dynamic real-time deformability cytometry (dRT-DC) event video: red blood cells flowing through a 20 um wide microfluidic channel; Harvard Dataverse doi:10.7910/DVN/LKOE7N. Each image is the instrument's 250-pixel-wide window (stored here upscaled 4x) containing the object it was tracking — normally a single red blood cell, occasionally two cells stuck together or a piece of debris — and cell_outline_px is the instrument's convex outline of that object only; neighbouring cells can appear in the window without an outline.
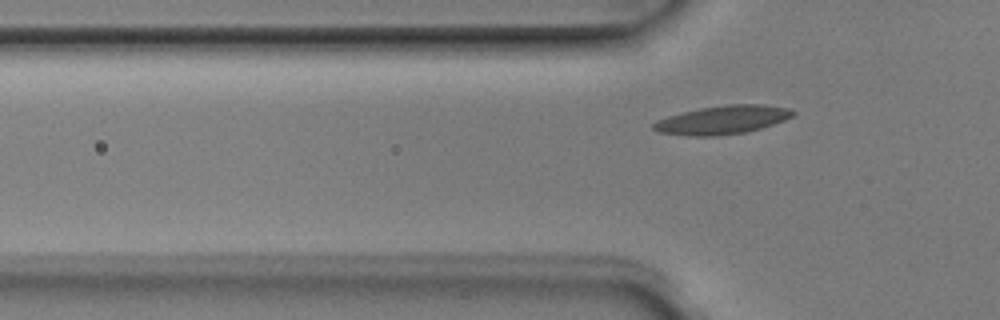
{"species": "Egyptian fruit bat (a non-hibernating species)", "species_latin": "Rousettus aegyptiacus", "temperature_condition": "room temperature", "stored_images_in_passage": 2, "camera_frame_rate_fps": 3000, "um_per_image_px": 0.085, "animal": {"sex": "male"}, "frame": {"image": 1, "passage_image": 2, "time_ms": 0.333, "image_size_px": [1000, 320], "cell_outline_px": [[796, 112], [792, 116], [784, 120], [760, 128], [744, 132], [716, 136], [688, 136], [660, 132], [652, 128], [652, 124], [656, 120], [680, 112], [700, 108], [728, 104], [764, 104], [788, 108]], "centroid_in_image_um": [61.38, 10.18], "position_along_channel_um": 64.4, "area_um2": 23.12}}